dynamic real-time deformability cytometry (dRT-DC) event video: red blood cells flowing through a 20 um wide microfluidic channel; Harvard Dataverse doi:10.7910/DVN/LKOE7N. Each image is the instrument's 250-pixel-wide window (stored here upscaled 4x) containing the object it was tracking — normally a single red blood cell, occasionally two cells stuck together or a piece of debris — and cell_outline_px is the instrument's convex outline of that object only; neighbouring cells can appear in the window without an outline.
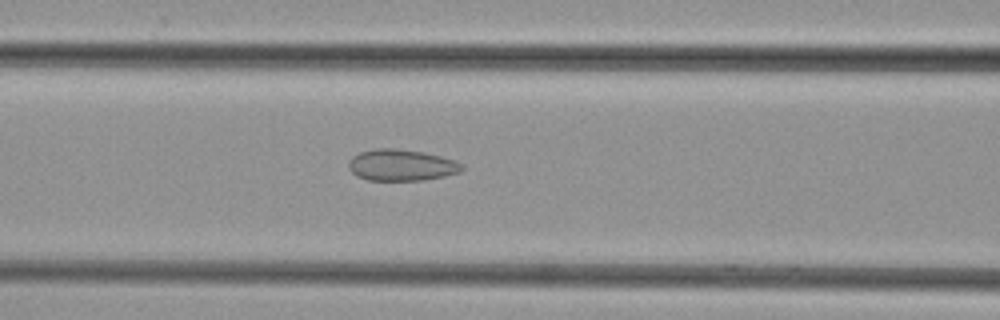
{"species": "common noctule bat (a hibernating species)", "species_latin": "Nyctalus noctula", "temperature_condition": "cold", "stored_images_in_passage": 48, "camera_frame_rate_fps": 3000, "um_per_image_px": 0.085, "animal": {"sex": "female", "body_mass_g": 29.2, "forearm_length_mm": 56.3}, "frame": {"image": 1, "passage_image": 20, "time_ms": 6.333, "image_size_px": [1000, 320], "cell_outline_px": [[464, 168], [460, 172], [444, 176], [424, 180], [368, 180], [356, 176], [348, 168], [348, 160], [352, 156], [360, 152], [376, 148], [396, 148], [424, 152], [456, 160], [464, 164]], "centroid_in_image_um": [34.12, 14.03], "position_along_channel_um": 132.5, "area_um2": 20.98}}
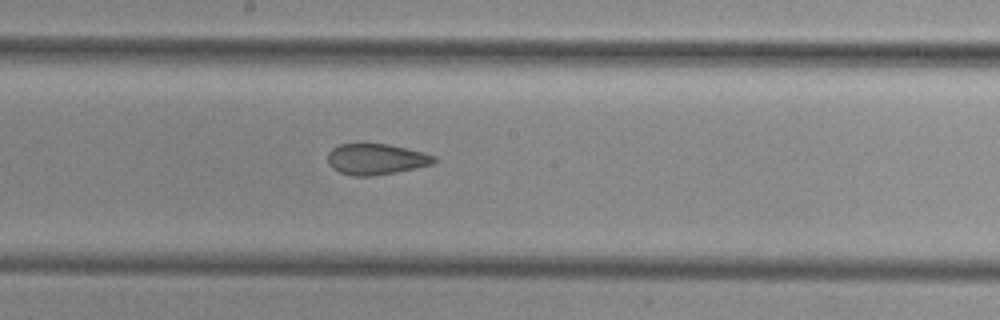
{"frame": {"image": 2, "passage_image": 26, "time_ms": 8.333, "image_size_px": [1000, 320], "cell_outline_px": [[436, 160], [432, 164], [396, 172], [372, 176], [352, 176], [340, 172], [332, 168], [328, 164], [328, 152], [332, 148], [340, 144], [388, 144], [436, 156]], "centroid_in_image_um": [31.92, 13.54], "position_along_channel_um": 216.3, "area_um2": 18.96}}
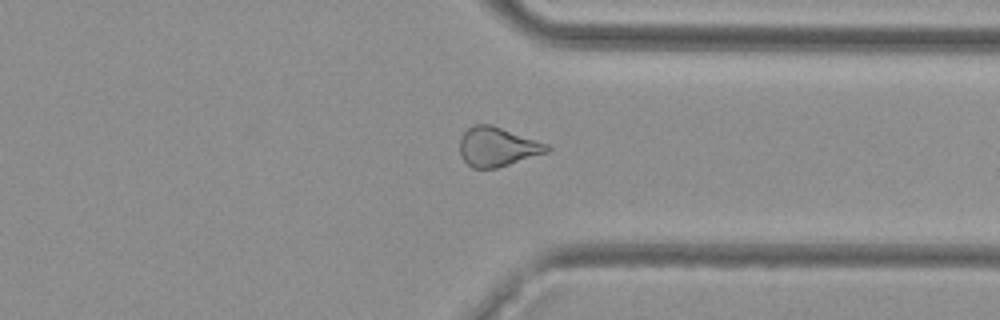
{"frame": {"image": 3, "passage_image": 37, "time_ms": 12.0, "image_size_px": [1000, 320], "cell_outline_px": [[552, 148], [548, 152], [496, 168], [472, 168], [460, 156], [460, 136], [472, 124], [492, 124], [548, 144]], "centroid_in_image_um": [42.26, 12.46], "position_along_channel_um": 369.1, "area_um2": 20.0}}